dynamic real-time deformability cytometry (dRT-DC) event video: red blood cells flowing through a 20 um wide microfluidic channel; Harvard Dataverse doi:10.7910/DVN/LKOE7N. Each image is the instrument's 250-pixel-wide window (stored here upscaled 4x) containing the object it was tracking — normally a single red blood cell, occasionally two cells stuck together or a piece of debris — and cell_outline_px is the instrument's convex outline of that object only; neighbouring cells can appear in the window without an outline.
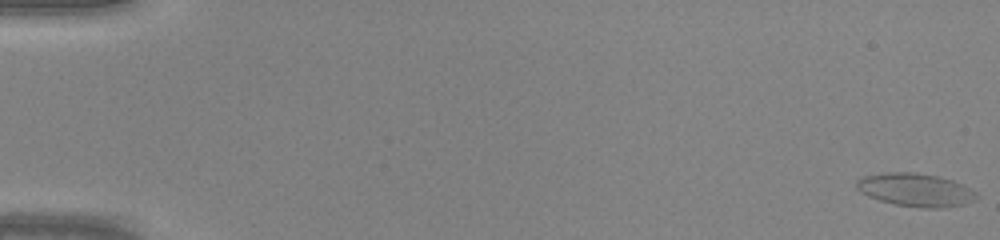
{"species": "common noctule bat (a hibernating species)", "species_latin": "Nyctalus noctula", "temperature_condition": "warm", "stored_images_in_passage": 47, "camera_frame_rate_fps": 3000, "um_per_image_px": 0.085, "animal": {"sex": "male", "body_mass_g": 20.0, "forearm_length_mm": 53.3}, "frame": {"image": 1, "passage_image": 1, "time_ms": 0.0, "image_size_px": [1000, 240], "cell_outline_px": [[980, 196], [964, 204], [940, 208], [920, 208], [896, 204], [880, 200], [868, 196], [860, 192], [856, 188], [856, 180], [864, 176], [884, 172], [916, 172], [940, 176], [952, 180], [976, 192]], "centroid_in_image_um": [77.79, 16.13], "position_along_channel_um": 7.2, "area_um2": 23.18}}
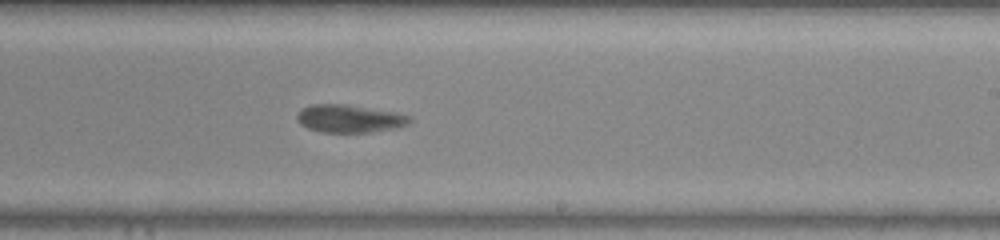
{"frame": {"image": 2, "passage_image": 30, "time_ms": 9.667, "image_size_px": [1000, 240], "cell_outline_px": [[412, 120], [408, 124], [396, 128], [372, 132], [320, 132], [308, 128], [300, 124], [296, 120], [296, 116], [304, 108], [312, 104], [348, 104], [396, 112], [412, 116]], "centroid_in_image_um": [29.74, 10.08], "position_along_channel_um": 259.3, "area_um2": 18.38}}
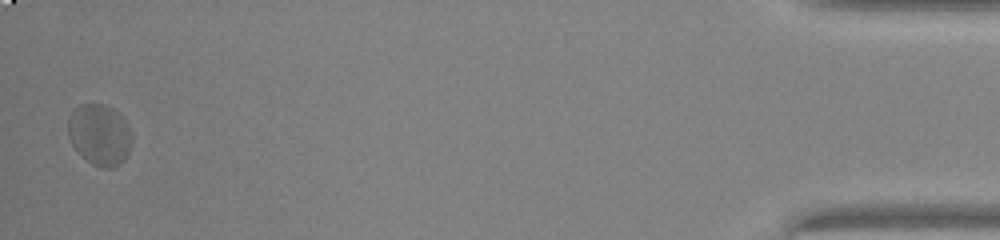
{"frame": {"image": 3, "passage_image": 47, "time_ms": 15.333, "image_size_px": [1000, 240], "cell_outline_px": [[132, 144], [124, 160], [120, 164], [112, 168], [104, 168], [92, 164], [84, 160], [80, 156], [72, 144], [68, 136], [68, 116], [80, 104], [104, 104], [116, 108], [120, 112], [132, 136]], "centroid_in_image_um": [8.46, 11.45], "position_along_channel_um": 426.7, "area_um2": 23.12}}